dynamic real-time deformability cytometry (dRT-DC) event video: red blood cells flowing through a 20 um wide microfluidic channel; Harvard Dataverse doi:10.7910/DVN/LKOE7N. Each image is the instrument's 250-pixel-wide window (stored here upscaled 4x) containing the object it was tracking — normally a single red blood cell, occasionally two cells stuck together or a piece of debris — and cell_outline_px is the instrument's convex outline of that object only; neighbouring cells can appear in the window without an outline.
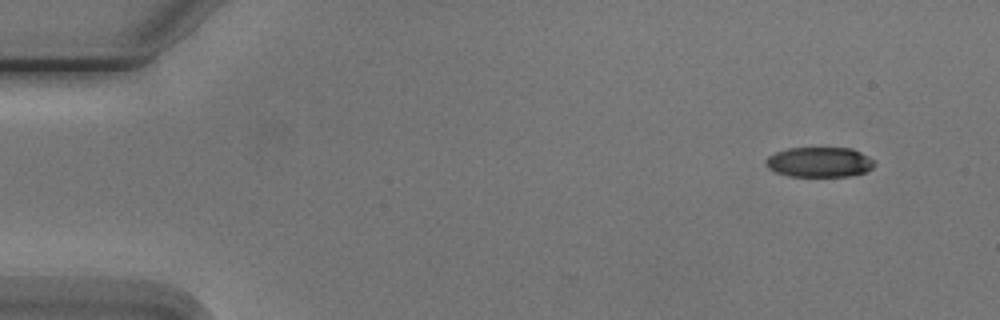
{"species": "Egyptian fruit bat (a non-hibernating species)", "species_latin": "Rousettus aegyptiacus", "temperature_condition": "cold", "stored_images_in_passage": 5, "camera_frame_rate_fps": 3000, "um_per_image_px": 0.085, "animal": {"sex": "male"}, "frame": {"image": 1, "passage_image": 1, "time_ms": 0.0, "image_size_px": [1000, 320], "cell_outline_px": [[876, 164], [872, 168], [864, 172], [848, 176], [788, 176], [776, 172], [768, 168], [764, 164], [764, 160], [768, 156], [776, 152], [788, 148], [852, 148], [868, 156]], "centroid_in_image_um": [69.62, 13.78], "position_along_channel_um": 15.4, "area_um2": 19.02}}
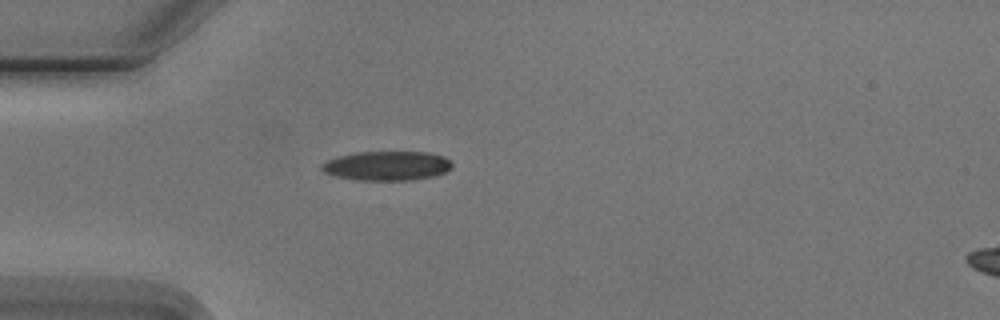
{"frame": {"image": 2, "passage_image": 4, "time_ms": 3.667, "image_size_px": [1000, 320], "cell_outline_px": [[452, 168], [444, 172], [432, 176], [412, 180], [360, 180], [336, 176], [324, 172], [320, 168], [320, 164], [336, 156], [356, 152], [428, 152], [444, 156], [452, 160]], "centroid_in_image_um": [32.89, 14.08], "position_along_channel_um": 52.1, "area_um2": 22.37}}